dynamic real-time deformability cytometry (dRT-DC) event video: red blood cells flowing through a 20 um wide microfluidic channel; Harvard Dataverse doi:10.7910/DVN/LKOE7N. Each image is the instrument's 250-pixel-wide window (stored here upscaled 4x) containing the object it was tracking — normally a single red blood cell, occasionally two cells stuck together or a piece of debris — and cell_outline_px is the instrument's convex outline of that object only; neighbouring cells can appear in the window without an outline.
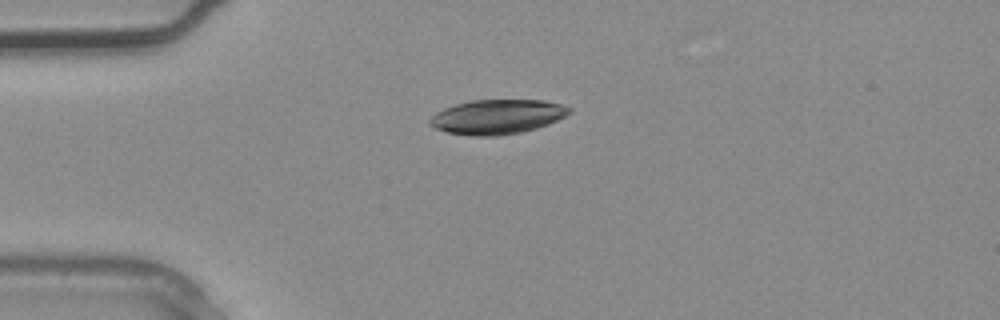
{"species": "common noctule bat (a hibernating species)", "species_latin": "Nyctalus noctula", "temperature_condition": "warm", "stored_images_in_passage": 1, "camera_frame_rate_fps": 3000, "um_per_image_px": 0.085, "animal": {"sex": "male", "body_mass_g": 20.4}, "frame": {"image": 1, "passage_image": 1, "time_ms": 0.0, "image_size_px": [1000, 320], "cell_outline_px": [[572, 112], [548, 124], [536, 128], [520, 132], [496, 136], [472, 136], [448, 132], [436, 128], [428, 120], [436, 112], [444, 108], [456, 104], [472, 100], [544, 100], [560, 104], [572, 108]], "centroid_in_image_um": [42.28, 9.92], "position_along_channel_um": 42.7, "area_um2": 27.86}}